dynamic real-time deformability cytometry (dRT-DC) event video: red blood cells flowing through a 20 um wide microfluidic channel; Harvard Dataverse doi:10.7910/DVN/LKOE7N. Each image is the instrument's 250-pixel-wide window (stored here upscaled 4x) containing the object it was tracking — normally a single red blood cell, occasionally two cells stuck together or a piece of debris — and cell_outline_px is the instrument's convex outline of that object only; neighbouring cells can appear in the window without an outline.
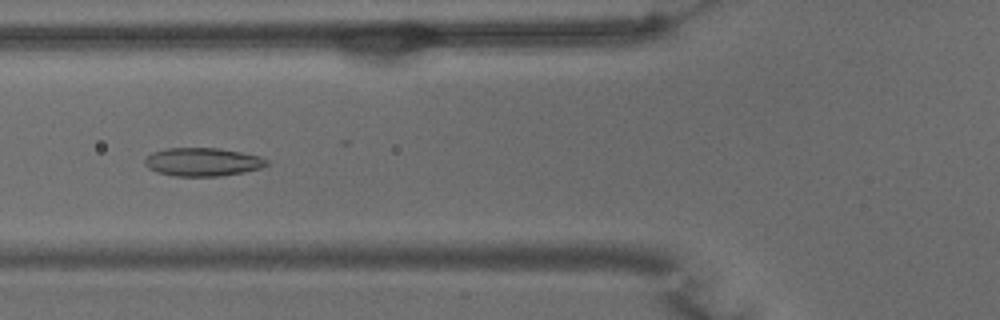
{"species": "common noctule bat (a hibernating species)", "species_latin": "Nyctalus noctula", "temperature_condition": "warm", "stored_images_in_passage": 53, "camera_frame_rate_fps": 3000, "um_per_image_px": 0.085, "animal": {"sex": "male", "body_mass_g": 15.6}, "frame": {"image": 1, "passage_image": 19, "time_ms": 6.0, "image_size_px": [1000, 320], "cell_outline_px": [[268, 164], [260, 168], [244, 172], [220, 176], [176, 176], [156, 172], [148, 168], [144, 164], [144, 160], [152, 152], [168, 148], [220, 148], [260, 156], [268, 160]], "centroid_in_image_um": [17.21, 13.76], "position_along_channel_um": 108.6, "area_um2": 20.11}}
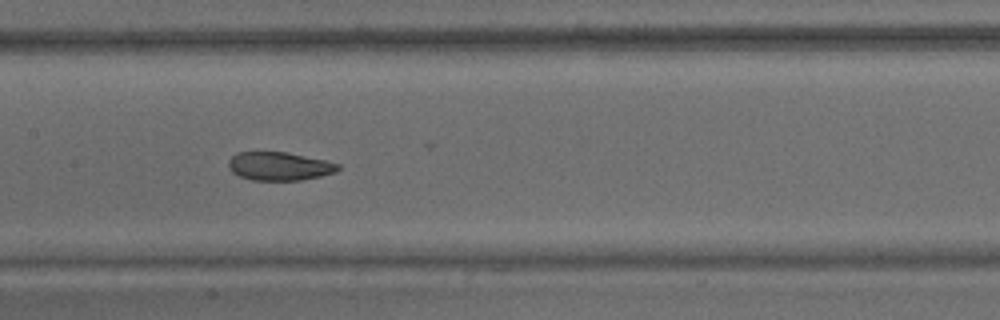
{"frame": {"image": 2, "passage_image": 25, "time_ms": 8.0, "image_size_px": [1000, 320], "cell_outline_px": [[340, 168], [336, 172], [320, 176], [300, 180], [252, 180], [240, 176], [232, 172], [228, 168], [228, 160], [236, 152], [288, 152], [324, 160], [340, 164]], "centroid_in_image_um": [23.72, 14.12], "position_along_channel_um": 183.7, "area_um2": 18.15}}
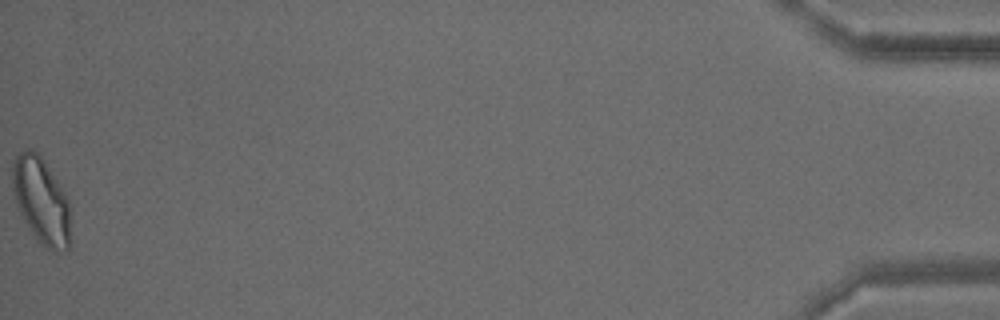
{"frame": {"image": 3, "passage_image": 53, "time_ms": 17.333, "image_size_px": [1000, 320], "cell_outline_px": [[72, 244], [68, 248], [48, 248], [40, 244], [24, 220], [20, 212], [12, 188], [12, 164], [16, 156], [24, 148], [32, 148], [44, 160], [68, 200]], "centroid_in_image_um": [3.5, 17.03], "position_along_channel_um": 431.7, "area_um2": 28.84}, "authors_computed_cell_mechanics": {"area_um2": 21.675, "velocity_mm_per_s": 3.7345, "shape_relaxation_time_tau1_ms": 9.0976, "shape_relaxation_time_tau2_ms": 2.0452, "deformation_change_tau1": 0.2027, "deformation_change_tau2": 0.0686}}